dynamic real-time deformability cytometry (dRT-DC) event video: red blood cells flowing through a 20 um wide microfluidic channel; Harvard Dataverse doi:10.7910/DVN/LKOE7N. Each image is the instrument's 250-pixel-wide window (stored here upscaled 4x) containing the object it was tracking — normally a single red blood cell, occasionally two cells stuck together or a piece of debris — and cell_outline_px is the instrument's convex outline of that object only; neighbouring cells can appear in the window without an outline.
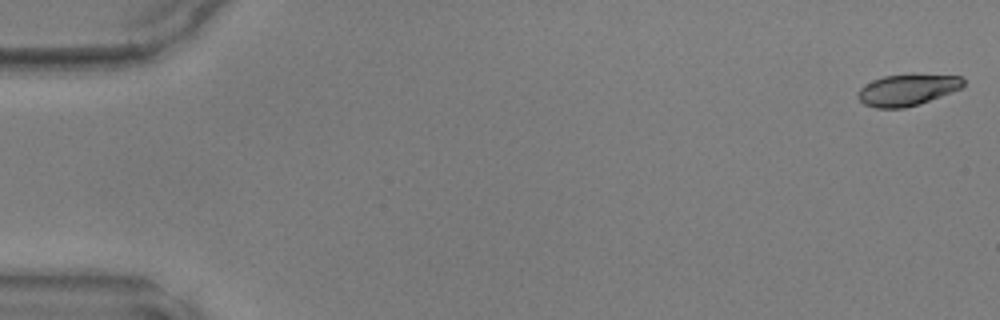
{"species": "common noctule bat (a hibernating species)", "species_latin": "Nyctalus noctula", "temperature_condition": "warm", "stored_images_in_passage": 48, "camera_frame_rate_fps": 3000, "um_per_image_px": 0.085, "animal": {"sex": "male", "body_mass_g": 17.9, "forearm_length_mm": 54.2}, "frame": {"image": 1, "passage_image": 1, "time_ms": 0.0, "image_size_px": [1000, 320], "cell_outline_px": [[964, 84], [960, 88], [920, 104], [904, 108], [876, 108], [864, 104], [856, 96], [856, 92], [860, 88], [872, 80], [884, 76], [912, 72], [960, 76], [964, 80]], "centroid_in_image_um": [77.1, 7.6], "position_along_channel_um": 7.9, "area_um2": 19.77}}
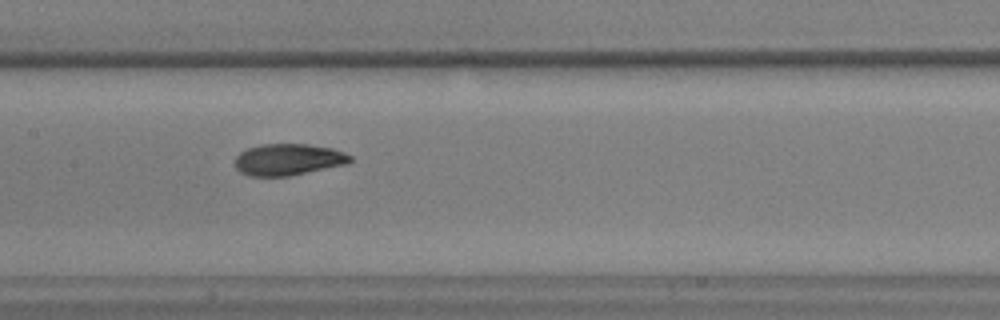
{"frame": {"image": 2, "passage_image": 24, "time_ms": 7.667, "image_size_px": [1000, 320], "cell_outline_px": [[352, 160], [348, 164], [288, 176], [248, 176], [240, 172], [232, 164], [236, 156], [240, 152], [248, 148], [260, 144], [308, 144], [332, 148], [344, 152], [352, 156]], "centroid_in_image_um": [24.48, 13.56], "position_along_channel_um": 182.9, "area_um2": 21.44}}
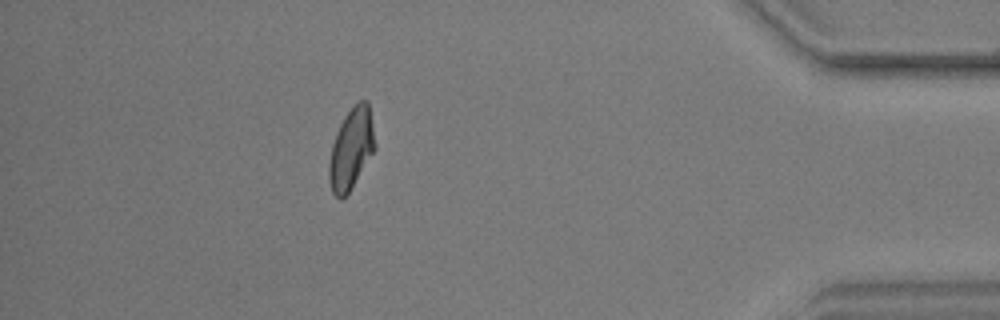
{"frame": {"image": 3, "passage_image": 43, "time_ms": 14.0, "image_size_px": [1000, 320], "cell_outline_px": [[376, 148], [348, 192], [340, 200], [332, 192], [328, 180], [328, 164], [332, 144], [336, 132], [344, 116], [352, 104], [360, 100], [368, 100], [376, 144]], "centroid_in_image_um": [29.84, 12.6], "position_along_channel_um": 405.4, "area_um2": 21.73}}